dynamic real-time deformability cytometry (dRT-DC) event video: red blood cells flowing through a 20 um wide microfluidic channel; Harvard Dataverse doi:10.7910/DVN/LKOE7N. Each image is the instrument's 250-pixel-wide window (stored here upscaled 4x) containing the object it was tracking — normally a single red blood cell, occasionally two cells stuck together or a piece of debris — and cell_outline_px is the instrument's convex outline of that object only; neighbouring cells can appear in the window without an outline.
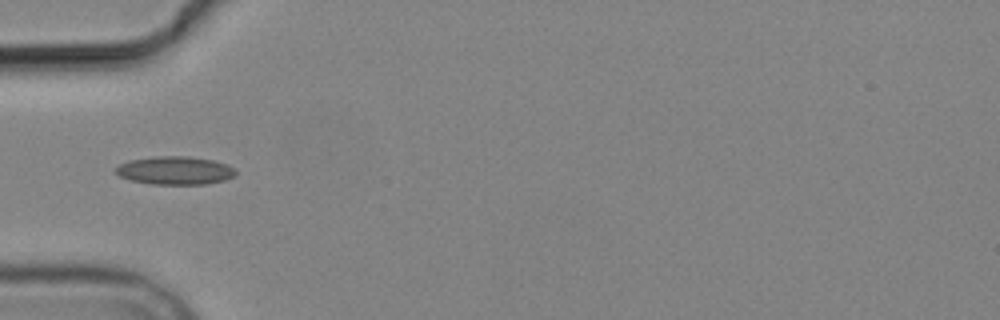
{"species": "common noctule bat (a hibernating species)", "species_latin": "Nyctalus noctula", "temperature_condition": "cold", "stored_images_in_passage": 3, "camera_frame_rate_fps": 3000, "um_per_image_px": 0.085, "animal": {"sex": "male", "body_mass_g": 19.2, "forearm_length_mm": 51.8}, "frame": {"image": 1, "passage_image": 2, "time_ms": 1.0, "image_size_px": [1000, 320], "cell_outline_px": [[236, 176], [224, 180], [204, 184], [152, 184], [132, 180], [120, 176], [116, 172], [116, 168], [120, 164], [128, 160], [156, 156], [188, 156], [212, 160], [228, 164], [236, 172]], "centroid_in_image_um": [14.89, 14.48], "position_along_channel_um": 70.1, "area_um2": 19.59}}
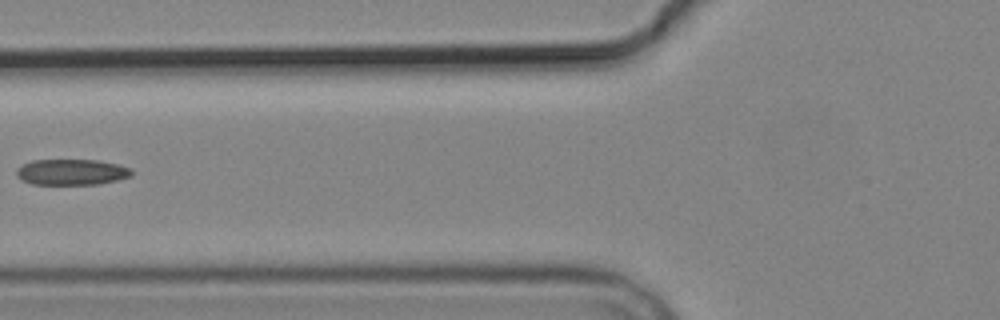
{"frame": {"image": 2, "passage_image": 3, "time_ms": 2.333, "image_size_px": [1000, 320], "cell_outline_px": [[132, 176], [100, 184], [32, 184], [20, 180], [16, 176], [16, 168], [32, 160], [100, 160], [132, 168]], "centroid_in_image_um": [6.07, 14.62], "position_along_channel_um": 119.7, "area_um2": 17.46}}